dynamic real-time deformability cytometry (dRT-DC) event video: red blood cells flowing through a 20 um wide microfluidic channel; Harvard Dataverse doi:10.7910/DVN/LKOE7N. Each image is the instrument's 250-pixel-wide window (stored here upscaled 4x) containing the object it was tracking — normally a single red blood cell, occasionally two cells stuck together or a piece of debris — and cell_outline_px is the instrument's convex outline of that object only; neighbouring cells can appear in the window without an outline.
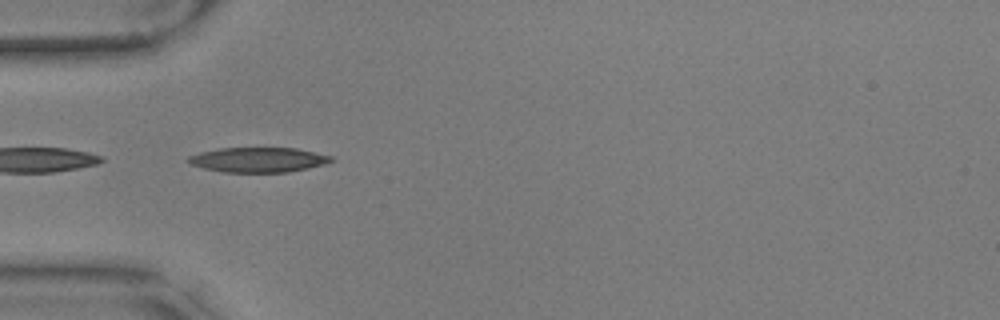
{"species": "common noctule bat (a hibernating species)", "species_latin": "Nyctalus noctula", "temperature_condition": "warm", "stored_images_in_passage": 40, "camera_frame_rate_fps": 3000, "um_per_image_px": 0.085, "animal": {"sex": "male", "body_mass_g": 17.9, "forearm_length_mm": 54.2}, "frame": {"image": 1, "passage_image": 1, "time_ms": 0.0, "image_size_px": [1000, 320], "cell_outline_px": [[332, 160], [324, 164], [308, 168], [288, 172], [224, 172], [204, 168], [192, 164], [184, 160], [188, 156], [200, 152], [220, 148], [296, 148], [316, 152], [332, 156]], "centroid_in_image_um": [21.93, 13.58], "position_along_channel_um": 63.1, "area_um2": 20.63}, "authors_computed_cell_mechanics": {"area_um2": 19.8832, "velocity_mm_per_s": 3.5511, "shape_relaxation_time_tau1_ms": 5.4533, "shape_relaxation_time_tau2_ms": 1.8615, "deformation_change_tau1": 0.2026, "deformation_change_tau2": 0.1043}}